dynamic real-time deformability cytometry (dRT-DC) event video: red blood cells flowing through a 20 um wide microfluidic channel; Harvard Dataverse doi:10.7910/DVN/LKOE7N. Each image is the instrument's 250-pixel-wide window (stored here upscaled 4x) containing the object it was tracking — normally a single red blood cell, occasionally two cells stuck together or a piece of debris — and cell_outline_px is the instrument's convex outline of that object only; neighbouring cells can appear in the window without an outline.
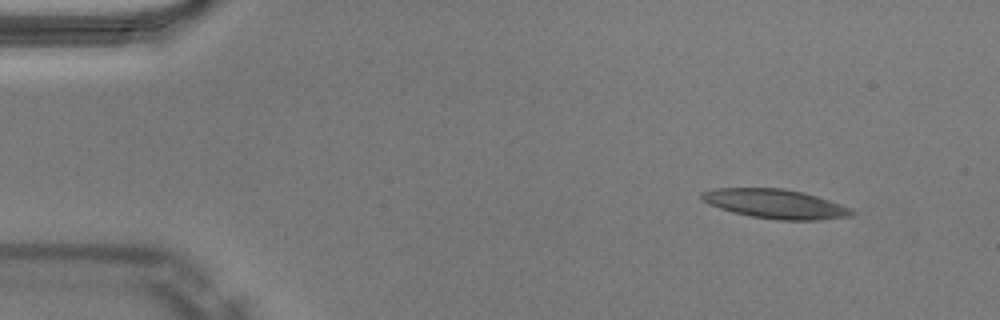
{"species": "Egyptian fruit bat (a non-hibernating species)", "species_latin": "Rousettus aegyptiacus", "temperature_condition": "warm", "stored_images_in_passage": 49, "camera_frame_rate_fps": 3000, "um_per_image_px": 0.085, "animal": {"sex": "male"}, "frame": {"image": 1, "passage_image": 4, "time_ms": 1.0, "image_size_px": [1000, 320], "cell_outline_px": [[856, 212], [852, 216], [816, 220], [776, 220], [752, 216], [732, 212], [708, 204], [700, 200], [700, 192], [716, 188], [780, 188], [800, 192], [816, 196], [852, 208]], "centroid_in_image_um": [65.87, 17.33], "position_along_channel_um": 19.1, "area_um2": 25.55}}
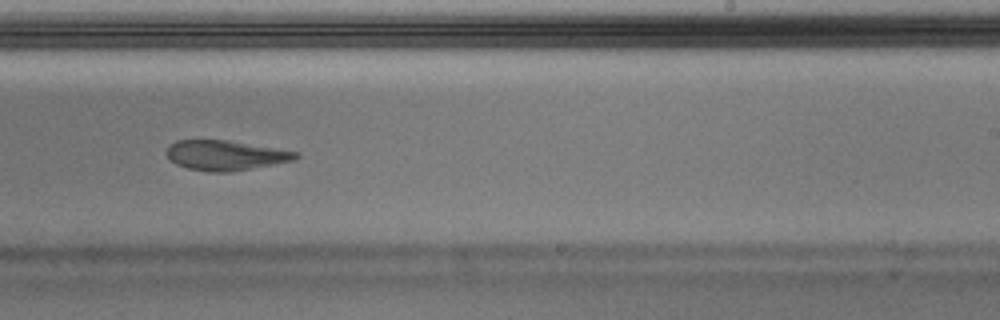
{"frame": {"image": 2, "passage_image": 30, "time_ms": 9.667, "image_size_px": [1000, 320], "cell_outline_px": [[300, 156], [296, 160], [232, 172], [208, 172], [188, 168], [176, 164], [164, 152], [168, 144], [176, 140], [228, 140], [300, 152]], "centroid_in_image_um": [19.17, 13.2], "position_along_channel_um": 269.8, "area_um2": 22.77}}
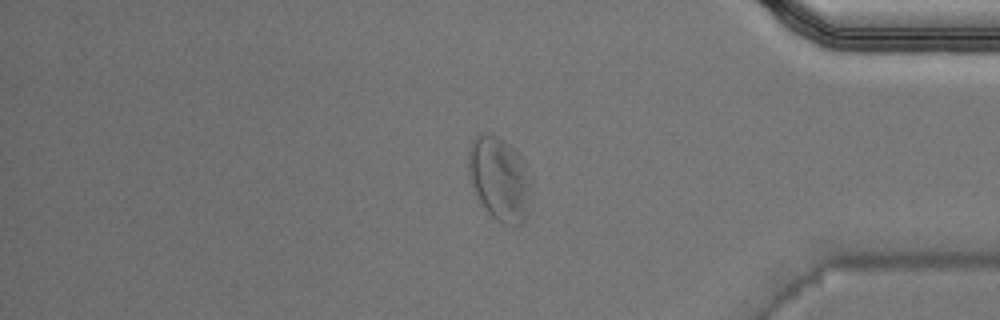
{"frame": {"image": 3, "passage_image": 41, "time_ms": 13.333, "image_size_px": [1000, 320], "cell_outline_px": [[528, 212], [520, 224], [504, 224], [496, 220], [480, 204], [472, 188], [468, 176], [468, 148], [472, 140], [480, 132], [488, 132], [504, 140], [524, 160]], "centroid_in_image_um": [42.33, 15.15], "position_along_channel_um": 392.9, "area_um2": 30.0}, "authors_computed_cell_mechanics": {"area_um2": 25.143, "velocity_mm_per_s": 3.9692, "shape_relaxation_time_tau1_ms": null, "shape_relaxation_time_tau2_ms": 3.182, "deformation_change_tau1": null, "deformation_change_tau2": 0.1087}}